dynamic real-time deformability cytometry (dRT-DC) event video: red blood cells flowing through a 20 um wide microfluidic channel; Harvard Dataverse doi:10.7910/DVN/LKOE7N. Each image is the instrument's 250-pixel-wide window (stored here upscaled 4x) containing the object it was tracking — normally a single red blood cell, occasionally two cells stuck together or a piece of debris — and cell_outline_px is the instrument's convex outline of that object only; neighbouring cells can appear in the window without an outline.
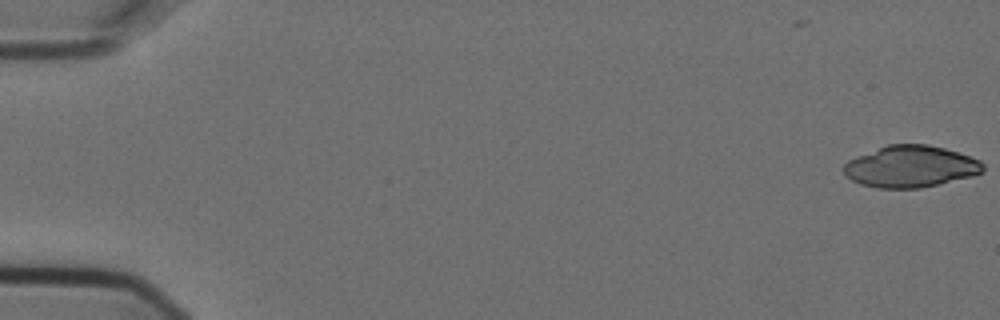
{"species": "Egyptian fruit bat (a non-hibernating species)", "species_latin": "Rousettus aegyptiacus", "temperature_condition": "cold", "stored_images_in_passage": 5, "camera_frame_rate_fps": 3000, "um_per_image_px": 0.085, "animal": {"sex": "female"}, "frame": {"image": 1, "passage_image": 1, "time_ms": 0.0, "image_size_px": [1000, 320], "cell_outline_px": [[984, 172], [972, 176], [920, 188], [876, 188], [860, 184], [852, 180], [844, 172], [844, 164], [848, 160], [888, 144], [928, 144], [944, 148], [980, 160], [984, 164]], "centroid_in_image_um": [77.41, 14.16], "position_along_channel_um": 7.6, "area_um2": 33.58}}